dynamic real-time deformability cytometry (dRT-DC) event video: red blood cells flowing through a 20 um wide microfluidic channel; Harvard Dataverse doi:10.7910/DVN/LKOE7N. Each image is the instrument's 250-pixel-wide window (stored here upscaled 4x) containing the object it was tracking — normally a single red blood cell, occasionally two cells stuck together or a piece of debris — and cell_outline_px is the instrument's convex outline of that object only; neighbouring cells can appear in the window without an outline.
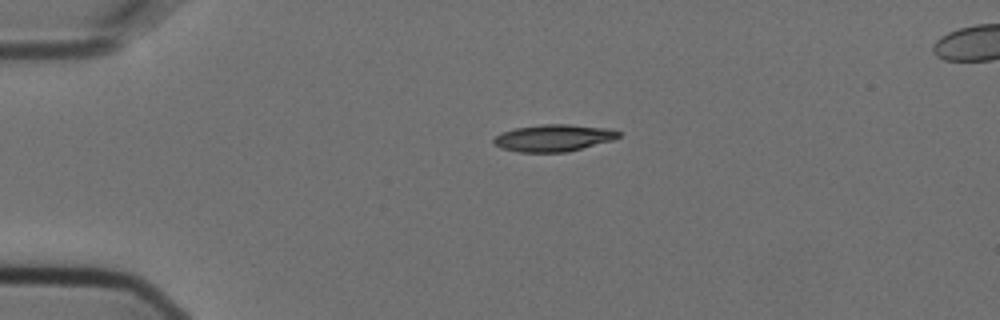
{"species": "Egyptian fruit bat (a non-hibernating species)", "species_latin": "Rousettus aegyptiacus", "temperature_condition": "cold", "stored_images_in_passage": 3, "camera_frame_rate_fps": 3000, "um_per_image_px": 0.085, "animal": {"sex": "female"}, "frame": {"image": 1, "passage_image": 1, "time_ms": 0.0, "image_size_px": [1000, 320], "cell_outline_px": [[620, 136], [612, 140], [564, 152], [520, 152], [500, 148], [492, 140], [496, 136], [504, 132], [516, 128], [544, 124], [568, 124], [604, 128], [620, 132]], "centroid_in_image_um": [47.02, 11.72], "position_along_channel_um": 38.0, "area_um2": 19.13}}